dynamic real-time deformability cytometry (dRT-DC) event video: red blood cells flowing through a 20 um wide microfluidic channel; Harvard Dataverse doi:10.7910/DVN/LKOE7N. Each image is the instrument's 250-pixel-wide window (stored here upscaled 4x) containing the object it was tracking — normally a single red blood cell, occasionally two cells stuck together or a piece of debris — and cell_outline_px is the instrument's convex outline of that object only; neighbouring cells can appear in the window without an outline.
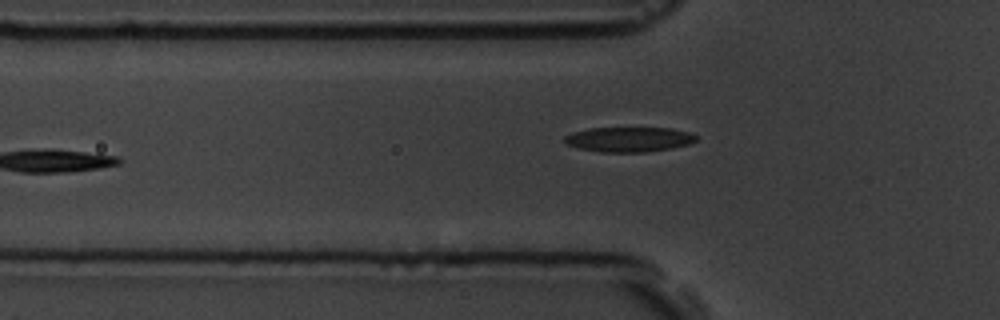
{"species": "common noctule bat (a hibernating species)", "species_latin": "Nyctalus noctula", "temperature_condition": "room temperature", "stored_images_in_passage": 10, "camera_frame_rate_fps": 3000, "um_per_image_px": 0.085, "animal": {"sex": "male", "body_mass_g": 19.5, "forearm_length_mm": 54.6}, "frame": {"image": 1, "passage_image": 7, "time_ms": 7.0, "image_size_px": [1000, 320], "cell_outline_px": [[696, 140], [688, 144], [672, 148], [644, 152], [600, 152], [580, 148], [564, 144], [564, 136], [572, 132], [588, 128], [672, 128], [688, 132], [696, 136]], "centroid_in_image_um": [53.41, 11.84], "position_along_channel_um": 72.4, "area_um2": 19.07}}
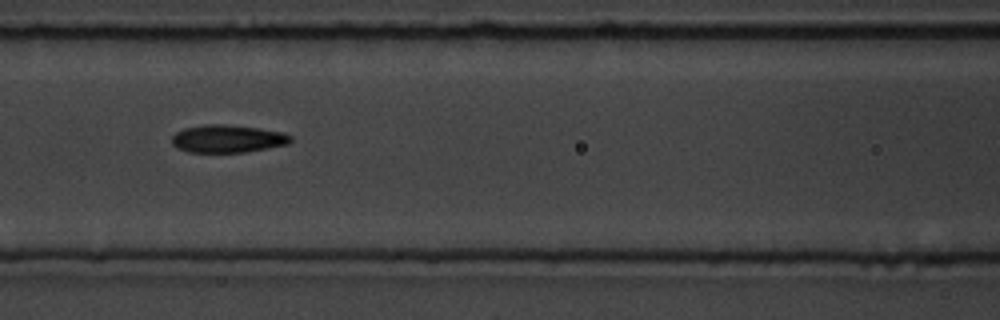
{"frame": {"image": 2, "passage_image": 9, "time_ms": 9.0, "image_size_px": [1000, 320], "cell_outline_px": [[292, 140], [288, 144], [268, 148], [244, 152], [188, 152], [176, 148], [172, 144], [172, 136], [176, 132], [184, 128], [204, 124], [224, 124], [256, 128], [284, 132], [292, 136]], "centroid_in_image_um": [19.33, 11.79], "position_along_channel_um": 147.3, "area_um2": 19.25}}
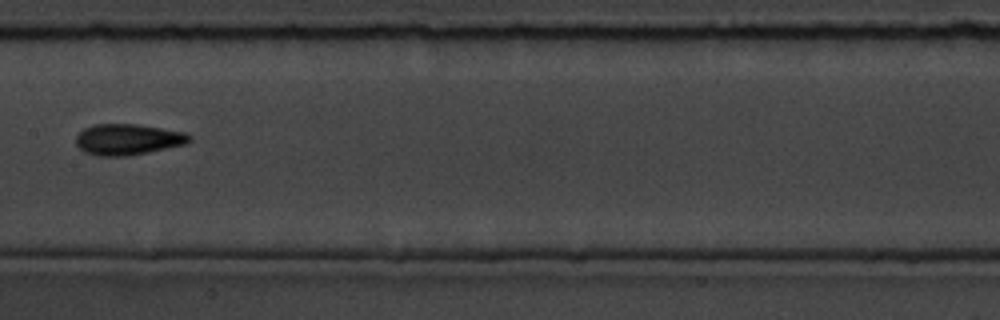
{"frame": {"image": 3, "passage_image": 10, "time_ms": 10.333, "image_size_px": [1000, 320], "cell_outline_px": [[192, 140], [184, 144], [148, 152], [128, 156], [96, 156], [84, 152], [76, 144], [76, 136], [84, 128], [92, 124], [136, 124], [184, 132], [192, 136]], "centroid_in_image_um": [10.84, 11.85], "position_along_channel_um": 196.6, "area_um2": 20.46}}